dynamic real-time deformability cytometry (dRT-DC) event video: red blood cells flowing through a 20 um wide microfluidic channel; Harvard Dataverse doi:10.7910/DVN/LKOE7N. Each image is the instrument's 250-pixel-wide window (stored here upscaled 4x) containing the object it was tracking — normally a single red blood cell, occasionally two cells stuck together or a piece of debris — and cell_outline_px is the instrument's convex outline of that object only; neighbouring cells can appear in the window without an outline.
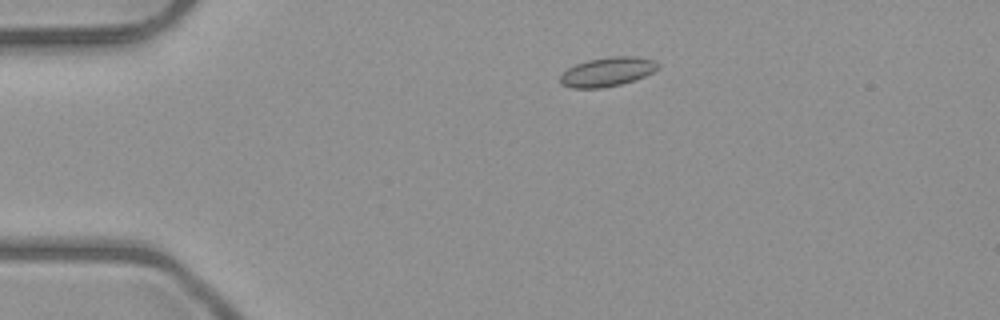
{"species": "common noctule bat (a hibernating species)", "species_latin": "Nyctalus noctula", "temperature_condition": "room temperature", "stored_images_in_passage": 6, "camera_frame_rate_fps": 3000, "um_per_image_px": 0.085, "animal": {"sex": "male", "body_mass_g": 23.1, "forearm_length_mm": 52.7}, "frame": {"image": 1, "passage_image": 3, "time_ms": 2.333, "image_size_px": [1000, 320], "cell_outline_px": [[660, 68], [644, 76], [620, 84], [604, 88], [572, 88], [560, 84], [560, 76], [568, 68], [576, 64], [588, 60], [608, 56], [636, 56], [652, 60], [660, 64]], "centroid_in_image_um": [51.62, 6.1], "position_along_channel_um": 33.4, "area_um2": 16.59}}
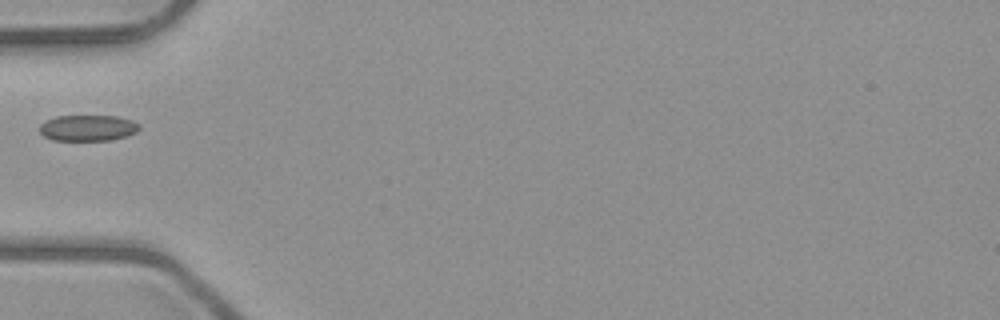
{"frame": {"image": 2, "passage_image": 5, "time_ms": 4.667, "image_size_px": [1000, 320], "cell_outline_px": [[140, 128], [136, 132], [112, 140], [52, 140], [44, 136], [40, 132], [40, 124], [56, 116], [116, 116], [132, 120], [140, 124]], "centroid_in_image_um": [7.48, 10.87], "position_along_channel_um": 77.5, "area_um2": 15.03}}
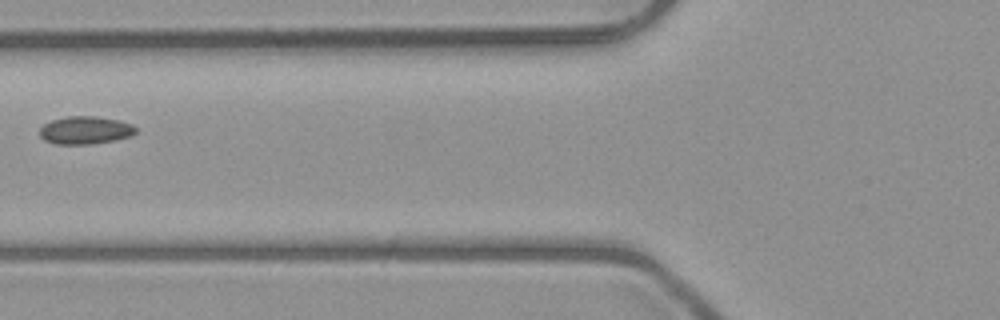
{"frame": {"image": 3, "passage_image": 6, "time_ms": 5.667, "image_size_px": [1000, 320], "cell_outline_px": [[136, 132], [132, 136], [116, 140], [92, 144], [56, 144], [44, 140], [40, 136], [40, 128], [44, 124], [52, 120], [68, 116], [96, 116], [120, 120], [132, 124], [136, 128]], "centroid_in_image_um": [7.27, 11.07], "position_along_channel_um": 118.5, "area_um2": 15.72}}